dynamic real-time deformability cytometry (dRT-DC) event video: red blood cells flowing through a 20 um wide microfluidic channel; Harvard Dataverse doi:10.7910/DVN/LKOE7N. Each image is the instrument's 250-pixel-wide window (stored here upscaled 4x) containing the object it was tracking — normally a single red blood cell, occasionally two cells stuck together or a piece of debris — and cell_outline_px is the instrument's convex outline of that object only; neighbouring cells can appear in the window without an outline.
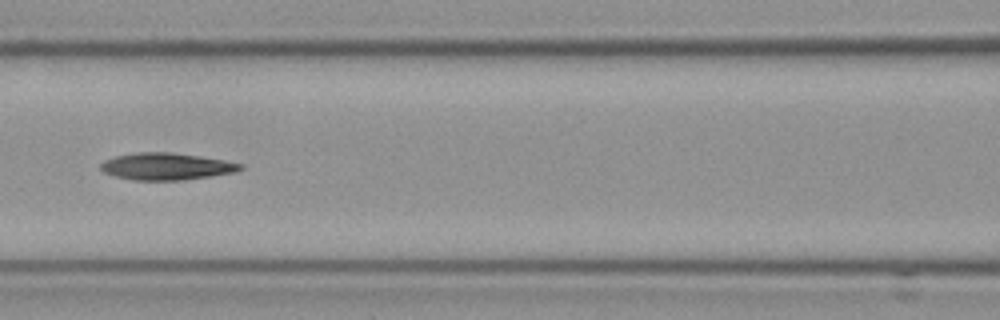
{"species": "Egyptian fruit bat (a non-hibernating species)", "species_latin": "Rousettus aegyptiacus", "temperature_condition": "cold", "stored_images_in_passage": 5, "camera_frame_rate_fps": 3000, "um_per_image_px": 0.085, "frame": {"image": 1, "passage_image": 3, "time_ms": 0.667, "image_size_px": [1000, 320], "cell_outline_px": [[244, 168], [236, 172], [212, 176], [184, 180], [132, 180], [116, 176], [104, 172], [100, 168], [100, 164], [104, 160], [116, 156], [136, 152], [168, 152], [200, 156], [224, 160], [244, 164]], "centroid_in_image_um": [14.17, 14.15], "position_along_channel_um": 152.4, "area_um2": 22.02}}
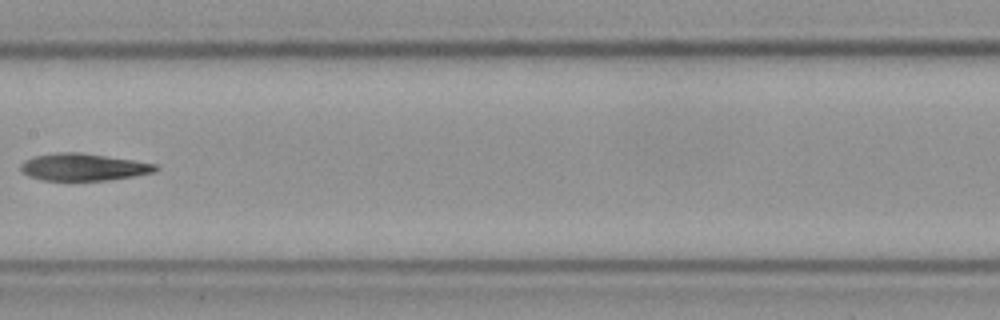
{"frame": {"image": 2, "passage_image": 4, "time_ms": 1.0, "image_size_px": [1000, 320], "cell_outline_px": [[160, 168], [152, 172], [132, 176], [108, 180], [44, 180], [28, 176], [20, 168], [20, 164], [24, 160], [32, 156], [56, 152], [80, 152], [132, 160], [156, 164]], "centroid_in_image_um": [7.04, 14.19], "position_along_channel_um": 200.4, "area_um2": 21.21}}
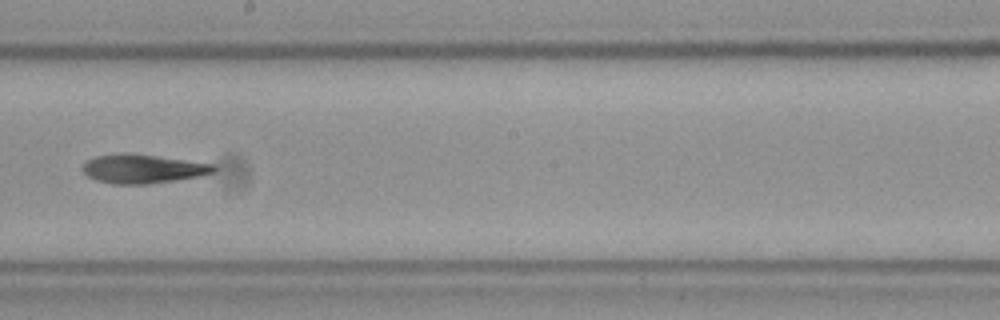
{"frame": {"image": 3, "passage_image": 5, "time_ms": 1.333, "image_size_px": [1000, 320], "cell_outline_px": [[216, 168], [212, 172], [200, 176], [148, 184], [112, 184], [96, 180], [88, 176], [84, 172], [84, 164], [88, 160], [96, 156], [156, 156], [216, 164]], "centroid_in_image_um": [12.2, 14.39], "position_along_channel_um": 236.0, "area_um2": 21.04}}